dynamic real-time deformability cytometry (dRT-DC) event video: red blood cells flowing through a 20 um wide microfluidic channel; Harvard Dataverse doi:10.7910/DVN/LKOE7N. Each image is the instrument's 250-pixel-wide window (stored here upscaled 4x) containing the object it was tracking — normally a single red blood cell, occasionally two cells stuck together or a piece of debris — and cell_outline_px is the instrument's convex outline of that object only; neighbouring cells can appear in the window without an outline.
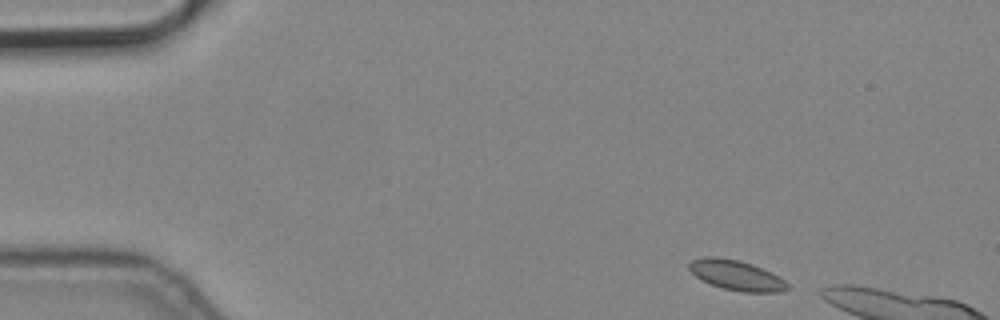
{"species": "common noctule bat (a hibernating species)", "species_latin": "Nyctalus noctula", "temperature_condition": "cold", "stored_images_in_passage": 4, "camera_frame_rate_fps": 3000, "um_per_image_px": 0.085, "animal": {"sex": "male", "body_mass_g": 19.2, "forearm_length_mm": 51.8}, "frame": {"image": 1, "passage_image": 1, "time_ms": 0.0, "image_size_px": [1000, 320], "cell_outline_px": [[788, 288], [780, 292], [744, 292], [724, 288], [700, 280], [688, 268], [688, 264], [692, 260], [704, 256], [716, 256], [736, 260], [752, 264], [780, 276], [788, 284]], "centroid_in_image_um": [62.58, 23.39], "position_along_channel_um": 22.4, "area_um2": 17.11}}